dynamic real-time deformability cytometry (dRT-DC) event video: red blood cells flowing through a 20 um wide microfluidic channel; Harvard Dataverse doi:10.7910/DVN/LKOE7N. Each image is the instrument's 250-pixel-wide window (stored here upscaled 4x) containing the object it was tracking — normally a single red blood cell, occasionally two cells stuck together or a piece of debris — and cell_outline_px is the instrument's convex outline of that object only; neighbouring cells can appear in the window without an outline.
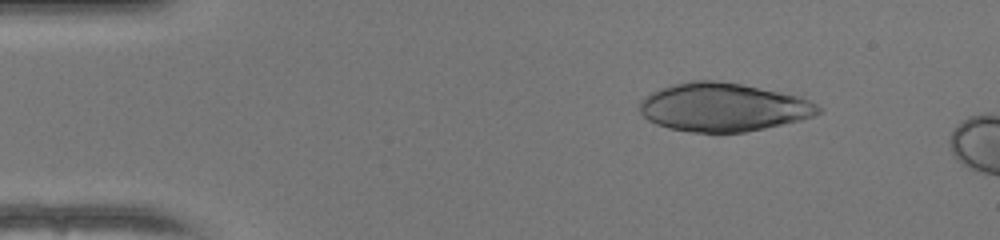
{"species": "human", "species_latin": "Homo sapiens", "temperature_condition": "warm", "stored_images_in_passage": 12, "camera_frame_rate_fps": 3000, "um_per_image_px": 0.085, "donor": {"sex": "female"}, "frame": {"image": 1, "passage_image": 7, "time_ms": 2.0, "image_size_px": [1000, 240], "cell_outline_px": [[824, 112], [816, 116], [800, 120], [764, 128], [744, 132], [692, 132], [668, 128], [656, 124], [648, 120], [640, 112], [640, 100], [644, 96], [660, 88], [672, 84], [692, 80], [712, 80], [740, 84], [800, 96], [824, 108]], "centroid_in_image_um": [61.48, 9.11], "position_along_channel_um": 23.5, "area_um2": 50.46}}